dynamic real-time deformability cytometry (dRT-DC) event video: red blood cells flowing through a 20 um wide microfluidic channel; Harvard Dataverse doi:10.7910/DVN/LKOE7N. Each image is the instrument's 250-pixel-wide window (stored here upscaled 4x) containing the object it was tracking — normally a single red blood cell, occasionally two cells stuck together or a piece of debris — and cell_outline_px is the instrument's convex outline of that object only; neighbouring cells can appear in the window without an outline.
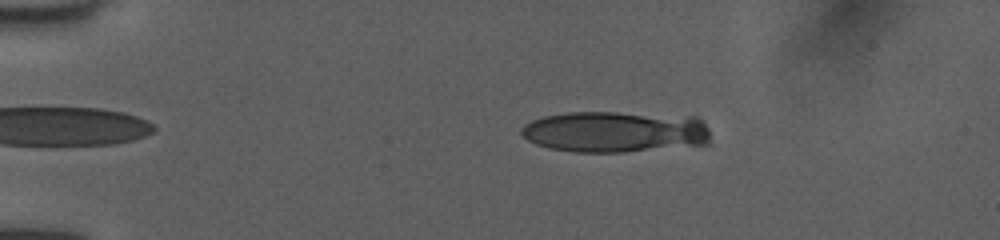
{"species": "human", "species_latin": "Homo sapiens", "temperature_condition": "room temperature", "stored_images_in_passage": 14, "camera_frame_rate_fps": 3000, "um_per_image_px": 0.085, "donor": {"sex": "female"}, "frame": {"image": 1, "passage_image": 10, "time_ms": 3.0, "image_size_px": [1000, 240], "cell_outline_px": [[708, 144], [620, 152], [576, 152], [548, 148], [536, 144], [528, 140], [520, 132], [520, 128], [524, 124], [532, 120], [544, 116], [568, 112], [616, 112], [696, 116], [708, 128]], "centroid_in_image_um": [52.25, 11.19], "position_along_channel_um": 32.7, "area_um2": 45.49}}